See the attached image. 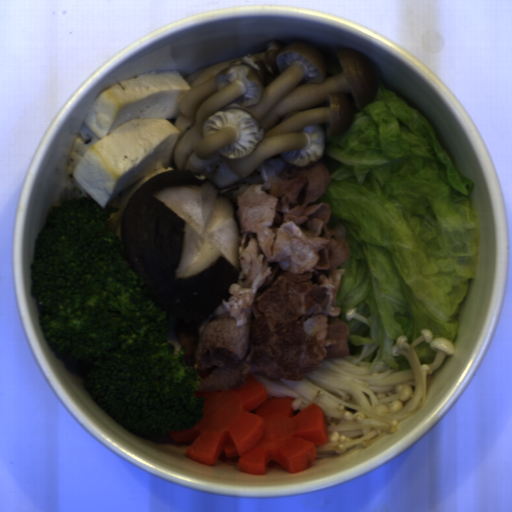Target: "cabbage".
Wrapping results in <instances>:
<instances>
[{
	"mask_svg": "<svg viewBox=\"0 0 512 512\" xmlns=\"http://www.w3.org/2000/svg\"><path fill=\"white\" fill-rule=\"evenodd\" d=\"M348 131L327 137L318 161L330 182L317 200L345 227L348 258L337 292L349 328L352 364L371 372L413 370L393 356L429 329L451 345L477 274L480 223L474 181L459 172L437 131L418 109L378 81ZM356 307L369 325L345 311Z\"/></svg>",
	"mask_w": 512,
	"mask_h": 512,
	"instance_id": "1",
	"label": "cabbage"
},
{
	"mask_svg": "<svg viewBox=\"0 0 512 512\" xmlns=\"http://www.w3.org/2000/svg\"><path fill=\"white\" fill-rule=\"evenodd\" d=\"M413 349L421 365L431 364L434 362L437 352L431 348L430 342L423 340L416 344Z\"/></svg>",
	"mask_w": 512,
	"mask_h": 512,
	"instance_id": "2",
	"label": "cabbage"
}]
</instances>
